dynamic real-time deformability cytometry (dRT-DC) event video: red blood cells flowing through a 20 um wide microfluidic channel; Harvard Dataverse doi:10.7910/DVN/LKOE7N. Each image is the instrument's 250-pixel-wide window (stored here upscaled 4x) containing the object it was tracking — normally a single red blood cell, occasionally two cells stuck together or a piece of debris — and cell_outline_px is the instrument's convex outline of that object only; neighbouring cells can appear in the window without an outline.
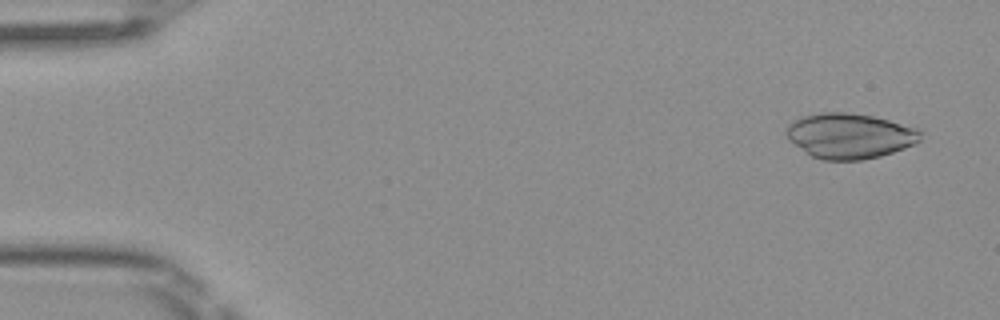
{"species": "Egyptian fruit bat (a non-hibernating species)", "species_latin": "Rousettus aegyptiacus", "temperature_condition": "room temperature", "stored_images_in_passage": 4, "camera_frame_rate_fps": 3000, "um_per_image_px": 0.085, "frame": {"image": 1, "passage_image": 1, "time_ms": 0.0, "image_size_px": [1000, 320], "cell_outline_px": [[920, 140], [904, 148], [880, 156], [864, 160], [824, 160], [812, 156], [788, 140], [784, 132], [788, 124], [792, 120], [804, 116], [820, 112], [848, 112], [872, 116], [920, 128]], "centroid_in_image_um": [72.19, 11.54], "position_along_channel_um": 12.8, "area_um2": 35.43}}
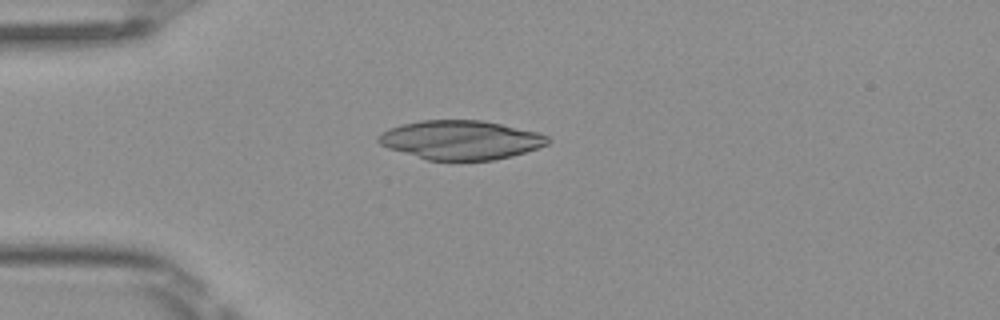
{"frame": {"image": 2, "passage_image": 3, "time_ms": 0.667, "image_size_px": [1000, 320], "cell_outline_px": [[552, 140], [548, 144], [512, 156], [492, 160], [428, 160], [388, 148], [380, 144], [376, 140], [376, 136], [380, 132], [388, 128], [400, 124], [420, 120], [484, 120], [536, 132], [548, 136]], "centroid_in_image_um": [39.11, 11.88], "position_along_channel_um": 45.9, "area_um2": 38.61}}